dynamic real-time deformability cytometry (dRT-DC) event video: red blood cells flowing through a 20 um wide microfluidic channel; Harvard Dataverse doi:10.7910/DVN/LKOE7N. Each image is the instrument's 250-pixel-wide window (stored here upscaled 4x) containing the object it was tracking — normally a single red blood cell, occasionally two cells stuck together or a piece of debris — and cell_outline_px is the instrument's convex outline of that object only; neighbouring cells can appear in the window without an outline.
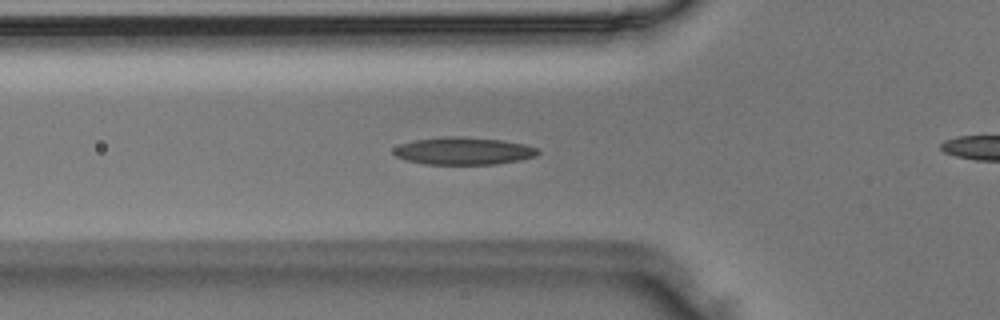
{"species": "Egyptian fruit bat (a non-hibernating species)", "species_latin": "Rousettus aegyptiacus", "temperature_condition": "room temperature", "stored_images_in_passage": 39, "camera_frame_rate_fps": 3000, "um_per_image_px": 0.085, "animal": {"sex": "male"}, "frame": {"image": 1, "passage_image": 16, "time_ms": 5.0, "image_size_px": [1000, 320], "cell_outline_px": [[540, 152], [536, 156], [520, 160], [496, 164], [424, 164], [404, 160], [396, 156], [392, 152], [400, 144], [416, 140], [444, 136], [460, 136], [500, 140], [524, 144], [536, 148]], "centroid_in_image_um": [39.39, 12.83], "position_along_channel_um": 86.4, "area_um2": 23.0}}
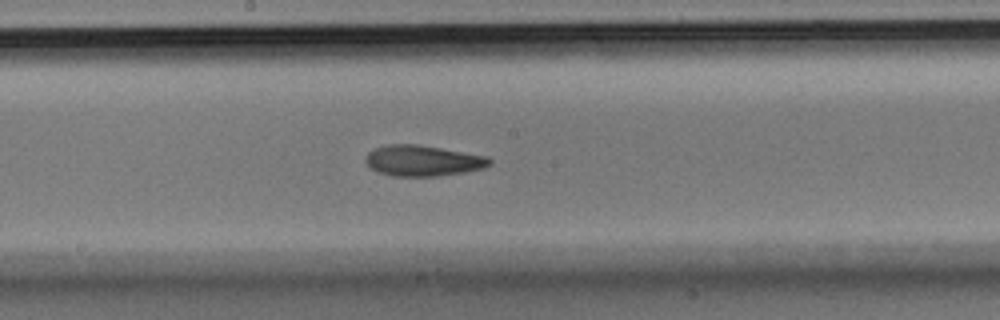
{"frame": {"image": 2, "passage_image": 25, "time_ms": 8.0, "image_size_px": [1000, 320], "cell_outline_px": [[492, 164], [484, 168], [464, 172], [436, 176], [396, 176], [380, 172], [372, 168], [364, 160], [364, 156], [368, 152], [376, 148], [388, 144], [420, 144], [488, 156], [492, 160]], "centroid_in_image_um": [35.98, 13.64], "position_along_channel_um": 212.2, "area_um2": 22.31}}
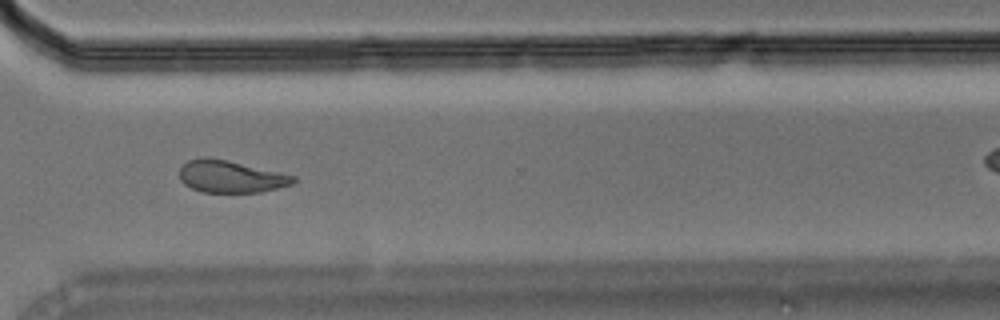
{"frame": {"image": 3, "passage_image": 35, "time_ms": 11.333, "image_size_px": [1000, 320], "cell_outline_px": [[296, 180], [292, 184], [260, 192], [204, 192], [192, 188], [184, 184], [180, 180], [180, 168], [188, 160], [200, 156], [208, 156], [228, 160], [296, 176]], "centroid_in_image_um": [19.58, 14.99], "position_along_channel_um": 351.0, "area_um2": 21.33}}